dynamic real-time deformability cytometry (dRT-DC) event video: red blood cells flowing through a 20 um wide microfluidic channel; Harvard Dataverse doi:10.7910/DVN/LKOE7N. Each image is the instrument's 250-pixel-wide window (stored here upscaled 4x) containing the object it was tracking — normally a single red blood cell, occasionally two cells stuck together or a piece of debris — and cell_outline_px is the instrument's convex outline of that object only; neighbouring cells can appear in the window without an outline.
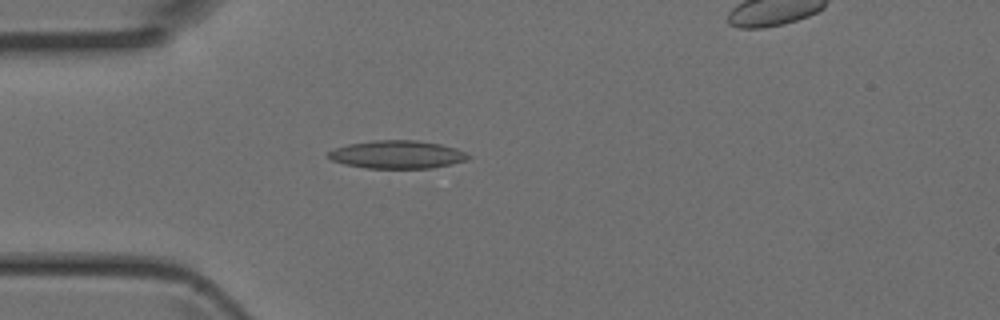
{"species": "Egyptian fruit bat (a non-hibernating species)", "species_latin": "Rousettus aegyptiacus", "temperature_condition": "room temperature", "stored_images_in_passage": 3, "camera_frame_rate_fps": 3000, "um_per_image_px": 0.085, "animal": {"sex": "female"}, "frame": {"image": 1, "passage_image": 3, "time_ms": 0.667, "image_size_px": [1000, 320], "cell_outline_px": [[472, 156], [468, 160], [452, 164], [432, 168], [364, 168], [344, 164], [332, 160], [328, 156], [328, 152], [336, 148], [348, 144], [372, 140], [416, 140], [440, 144], [456, 148]], "centroid_in_image_um": [33.78, 13.14], "position_along_channel_um": 51.2, "area_um2": 22.89}}